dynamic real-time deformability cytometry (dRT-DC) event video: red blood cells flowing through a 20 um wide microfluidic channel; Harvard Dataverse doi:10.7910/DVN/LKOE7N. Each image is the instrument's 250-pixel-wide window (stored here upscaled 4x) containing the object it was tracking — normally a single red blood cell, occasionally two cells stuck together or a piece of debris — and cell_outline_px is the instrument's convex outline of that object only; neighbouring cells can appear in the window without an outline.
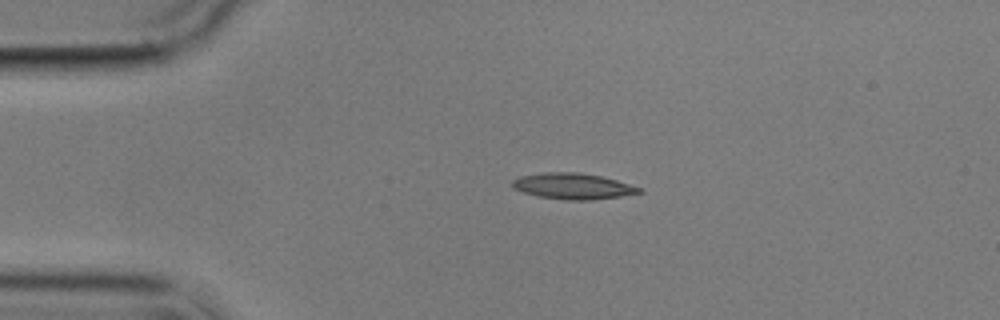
{"species": "common noctule bat (a hibernating species)", "species_latin": "Nyctalus noctula", "temperature_condition": "cold", "stored_images_in_passage": 2, "camera_frame_rate_fps": 3000, "um_per_image_px": 0.085, "animal": {"sex": "male", "body_mass_g": 17.9}, "frame": {"image": 1, "passage_image": 1, "time_ms": 0.0, "image_size_px": [1000, 320], "cell_outline_px": [[644, 192], [620, 196], [588, 200], [568, 200], [540, 196], [524, 192], [512, 188], [512, 180], [520, 176], [544, 172], [580, 172], [600, 176], [616, 180], [640, 188]], "centroid_in_image_um": [48.67, 15.81], "position_along_channel_um": 36.3, "area_um2": 18.96}}